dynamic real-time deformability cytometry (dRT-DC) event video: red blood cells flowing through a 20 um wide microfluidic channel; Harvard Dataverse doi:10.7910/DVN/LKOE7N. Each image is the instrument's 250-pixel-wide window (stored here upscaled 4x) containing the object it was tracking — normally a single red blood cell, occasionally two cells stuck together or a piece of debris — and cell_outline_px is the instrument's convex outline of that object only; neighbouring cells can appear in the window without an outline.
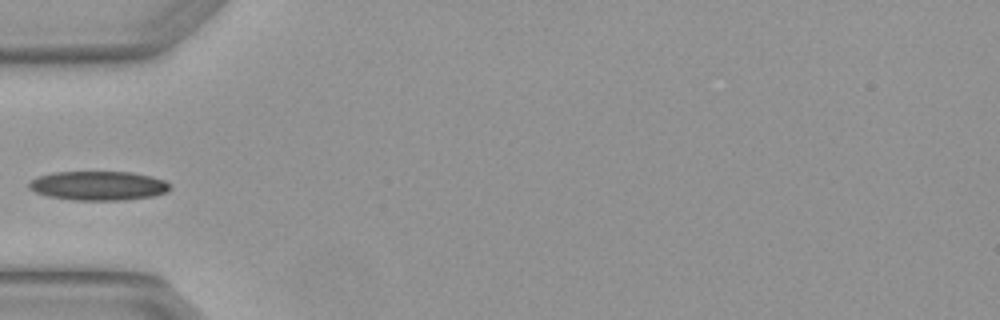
{"species": "Egyptian fruit bat (a non-hibernating species)", "species_latin": "Rousettus aegyptiacus", "temperature_condition": "warm", "stored_images_in_passage": 5, "camera_frame_rate_fps": 3000, "um_per_image_px": 0.085, "animal": {"sex": "female"}, "frame": {"image": 1, "passage_image": 5, "time_ms": 1.333, "image_size_px": [1000, 320], "cell_outline_px": [[168, 188], [164, 192], [152, 196], [124, 200], [72, 200], [48, 196], [36, 192], [28, 188], [28, 184], [36, 176], [52, 172], [132, 172], [164, 180], [168, 184]], "centroid_in_image_um": [8.28, 15.78], "position_along_channel_um": 76.7, "area_um2": 23.76}}